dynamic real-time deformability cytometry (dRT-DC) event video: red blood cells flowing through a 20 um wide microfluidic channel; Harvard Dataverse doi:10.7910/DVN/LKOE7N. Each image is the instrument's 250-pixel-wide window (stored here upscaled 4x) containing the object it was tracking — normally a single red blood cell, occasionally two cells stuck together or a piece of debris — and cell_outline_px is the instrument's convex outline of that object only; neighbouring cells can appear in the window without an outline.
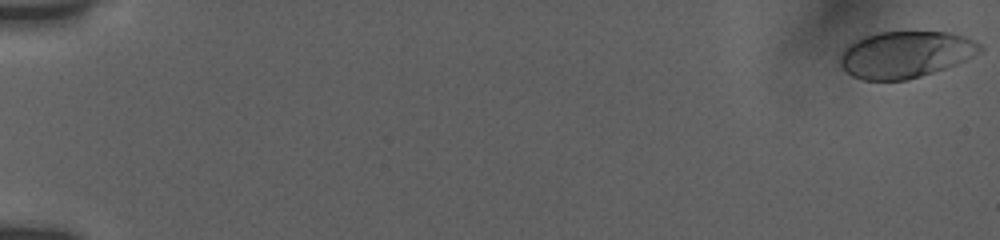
{"species": "human", "species_latin": "Homo sapiens", "temperature_condition": "room temperature", "stored_images_in_passage": 55, "camera_frame_rate_fps": 3000, "um_per_image_px": 0.085, "donor": {"sex": "female"}, "frame": {"image": 1, "passage_image": 1, "time_ms": 0.0, "image_size_px": [1000, 240], "cell_outline_px": [[984, 48], [980, 52], [956, 64], [908, 80], [864, 80], [852, 76], [840, 68], [840, 52], [848, 44], [864, 36], [880, 32], [948, 32], [964, 36], [980, 44]], "centroid_in_image_um": [76.92, 4.63], "position_along_channel_um": 8.1, "area_um2": 37.97}}
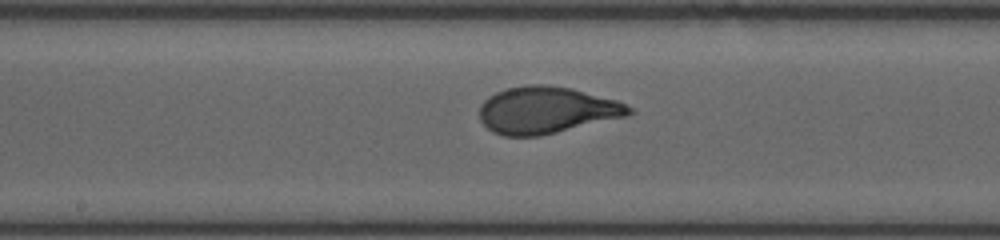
{"frame": {"image": 2, "passage_image": 31, "time_ms": 10.0, "image_size_px": [1000, 240], "cell_outline_px": [[636, 112], [628, 116], [540, 136], [504, 136], [492, 132], [480, 120], [480, 104], [488, 96], [496, 92], [508, 88], [528, 84], [544, 84], [572, 88], [616, 100], [632, 108]], "centroid_in_image_um": [46.45, 9.36], "position_along_channel_um": 201.7, "area_um2": 40.98}}
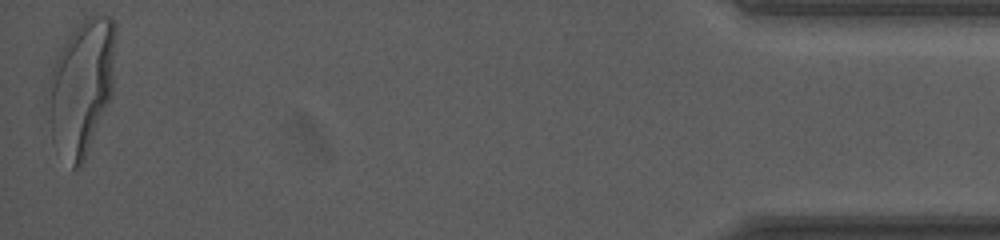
{"frame": {"image": 3, "passage_image": 55, "time_ms": 18.0, "image_size_px": [1000, 240], "cell_outline_px": [[116, 36], [112, 96], [84, 160], [80, 168], [72, 168], [52, 140], [52, 68], [60, 52], [72, 32], [84, 20], [92, 16], [108, 16], [116, 24]], "centroid_in_image_um": [7.03, 7.38], "position_along_channel_um": 428.2, "area_um2": 51.1}, "authors_computed_cell_mechanics": {"area_um2": 39.882, "velocity_mm_per_s": 3.8239, "shape_relaxation_time_tau1_ms": 3.4354, "shape_relaxation_time_tau2_ms": null, "deformation_change_tau1": 0.1759, "deformation_change_tau2": null}}